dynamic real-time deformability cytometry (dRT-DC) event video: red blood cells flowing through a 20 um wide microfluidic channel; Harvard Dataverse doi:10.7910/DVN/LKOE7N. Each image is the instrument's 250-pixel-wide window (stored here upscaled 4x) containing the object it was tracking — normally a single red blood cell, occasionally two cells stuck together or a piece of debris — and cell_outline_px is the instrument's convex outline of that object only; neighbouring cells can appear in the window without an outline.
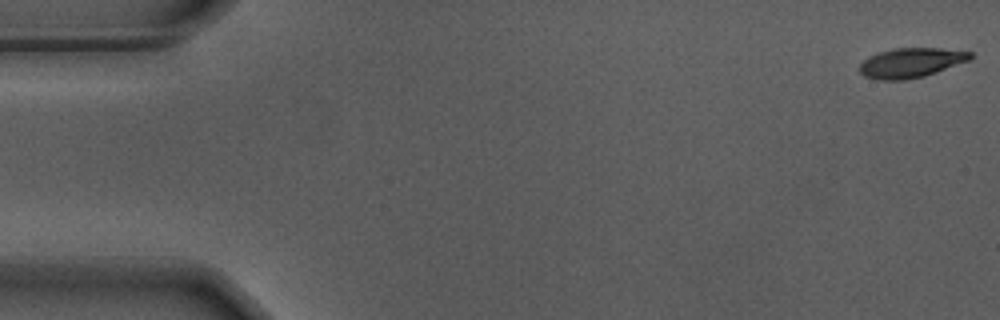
{"species": "Egyptian fruit bat (a non-hibernating species)", "species_latin": "Rousettus aegyptiacus", "temperature_condition": "warm", "stored_images_in_passage": 56, "camera_frame_rate_fps": 3000, "um_per_image_px": 0.085, "animal": {"sex": "male"}, "frame": {"image": 1, "passage_image": 1, "time_ms": 0.0, "image_size_px": [1000, 320], "cell_outline_px": [[972, 56], [968, 60], [936, 72], [924, 76], [904, 80], [880, 80], [864, 76], [860, 72], [860, 64], [868, 56], [892, 48], [940, 48], [972, 52]], "centroid_in_image_um": [77.4, 5.33], "position_along_channel_um": 7.6, "area_um2": 18.96}}
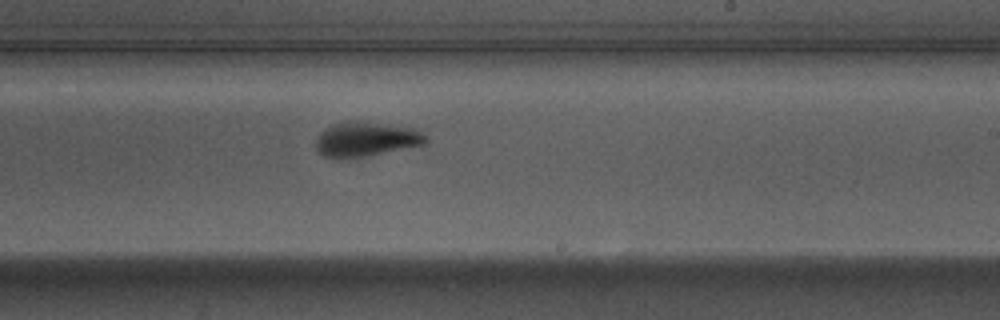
{"frame": {"image": 2, "passage_image": 33, "time_ms": 10.667, "image_size_px": [1000, 320], "cell_outline_px": [[428, 140], [424, 144], [364, 156], [340, 160], [336, 160], [324, 156], [316, 148], [316, 136], [324, 128], [332, 124], [348, 120], [356, 120], [388, 124], [412, 128], [420, 132]], "centroid_in_image_um": [31.01, 11.83], "position_along_channel_um": 258.0, "area_um2": 22.25}}
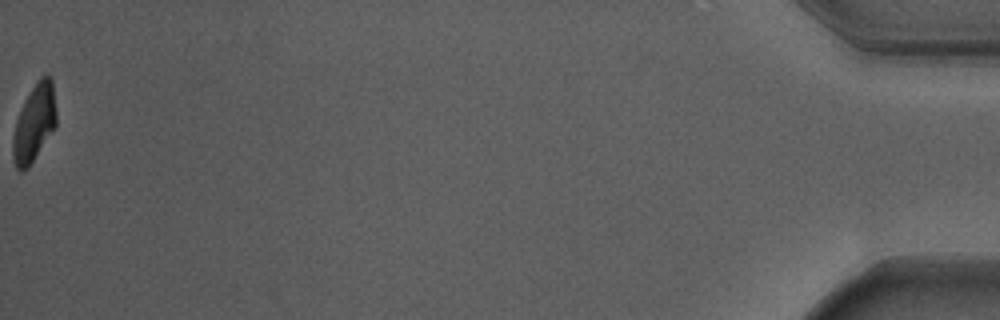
{"frame": {"image": 3, "passage_image": 56, "time_ms": 18.333, "image_size_px": [1000, 320], "cell_outline_px": [[56, 124], [28, 168], [20, 172], [16, 168], [12, 160], [12, 136], [16, 120], [20, 108], [24, 100], [40, 76], [52, 76], [56, 108]], "centroid_in_image_um": [2.88, 10.45], "position_along_channel_um": 432.3, "area_um2": 19.59}, "authors_computed_cell_mechanics": {"area_um2": 21.0681, "velocity_mm_per_s": 3.6918, "shape_relaxation_time_tau1_ms": 2.5544, "shape_relaxation_time_tau2_ms": 2.3764, "deformation_change_tau1": 0.1807, "deformation_change_tau2": 0.0596}}